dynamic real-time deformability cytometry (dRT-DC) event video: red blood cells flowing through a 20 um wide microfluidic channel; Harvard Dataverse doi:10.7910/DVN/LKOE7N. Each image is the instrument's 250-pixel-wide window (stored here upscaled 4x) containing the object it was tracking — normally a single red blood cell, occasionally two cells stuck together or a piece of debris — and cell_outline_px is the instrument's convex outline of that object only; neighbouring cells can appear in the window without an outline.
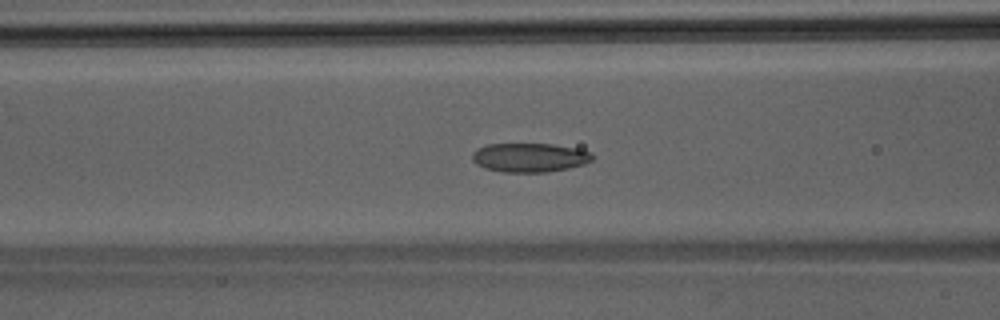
{"species": "Egyptian fruit bat (a non-hibernating species)", "species_latin": "Rousettus aegyptiacus", "temperature_condition": "room temperature", "stored_images_in_passage": 47, "camera_frame_rate_fps": 3000, "um_per_image_px": 0.085, "animal": {"sex": "male"}, "frame": {"image": 1, "passage_image": 19, "time_ms": 6.0, "image_size_px": [1000, 320], "cell_outline_px": [[596, 156], [592, 160], [584, 164], [568, 168], [548, 172], [504, 172], [484, 168], [476, 164], [472, 160], [472, 152], [476, 148], [484, 144], [552, 144], [580, 148], [592, 152]], "centroid_in_image_um": [45.03, 13.38], "position_along_channel_um": 121.6, "area_um2": 20.69}}
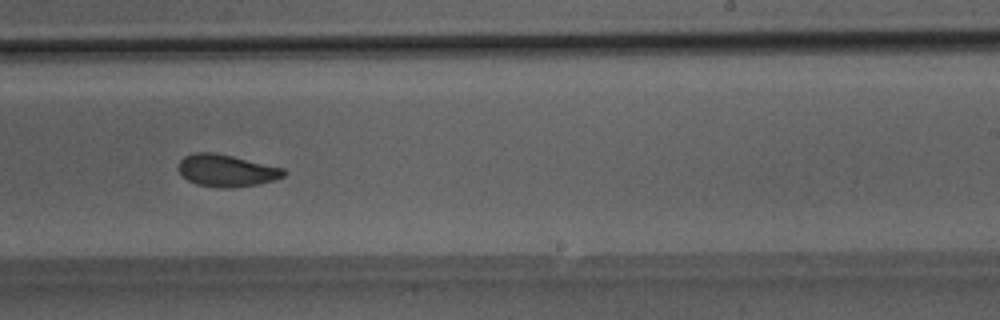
{"frame": {"image": 2, "passage_image": 29, "time_ms": 9.333, "image_size_px": [1000, 320], "cell_outline_px": [[288, 172], [284, 176], [272, 180], [256, 184], [228, 188], [220, 188], [196, 184], [188, 180], [176, 168], [180, 160], [184, 156], [192, 152], [216, 152], [284, 168]], "centroid_in_image_um": [19.22, 14.48], "position_along_channel_um": 269.8, "area_um2": 19.77}}
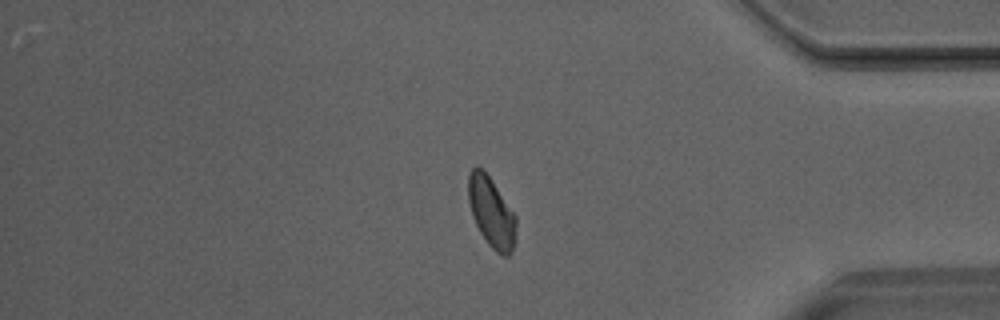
{"frame": {"image": 3, "passage_image": 39, "time_ms": 12.667, "image_size_px": [1000, 320], "cell_outline_px": [[516, 240], [512, 252], [508, 256], [504, 256], [496, 252], [488, 244], [480, 232], [472, 216], [468, 200], [468, 172], [476, 164], [484, 168], [516, 216]], "centroid_in_image_um": [41.76, 18.01], "position_along_channel_um": 393.4, "area_um2": 19.88}}